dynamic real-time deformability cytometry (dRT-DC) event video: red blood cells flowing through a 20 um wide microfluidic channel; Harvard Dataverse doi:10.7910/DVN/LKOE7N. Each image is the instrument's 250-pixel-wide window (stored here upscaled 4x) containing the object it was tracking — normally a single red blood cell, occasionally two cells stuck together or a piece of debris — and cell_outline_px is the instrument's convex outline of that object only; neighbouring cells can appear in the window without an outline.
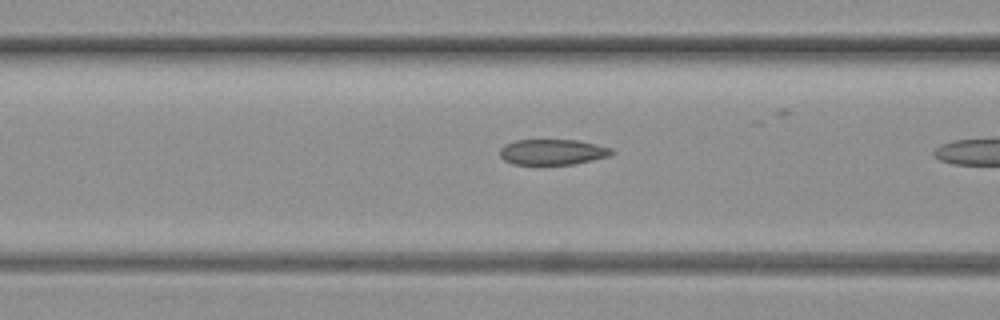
{"species": "common noctule bat (a hibernating species)", "species_latin": "Nyctalus noctula", "temperature_condition": "warm", "stored_images_in_passage": 12, "camera_frame_rate_fps": 3000, "um_per_image_px": 0.085, "animal": {"sex": "female", "body_mass_g": 19.3, "forearm_length_mm": 54.1}, "frame": {"image": 1, "passage_image": 9, "time_ms": 2.667, "image_size_px": [1000, 320], "cell_outline_px": [[616, 152], [608, 156], [576, 164], [512, 164], [504, 160], [500, 156], [500, 148], [504, 144], [516, 140], [580, 140], [612, 148]], "centroid_in_image_um": [46.97, 12.91], "position_along_channel_um": 119.6, "area_um2": 16.76}}